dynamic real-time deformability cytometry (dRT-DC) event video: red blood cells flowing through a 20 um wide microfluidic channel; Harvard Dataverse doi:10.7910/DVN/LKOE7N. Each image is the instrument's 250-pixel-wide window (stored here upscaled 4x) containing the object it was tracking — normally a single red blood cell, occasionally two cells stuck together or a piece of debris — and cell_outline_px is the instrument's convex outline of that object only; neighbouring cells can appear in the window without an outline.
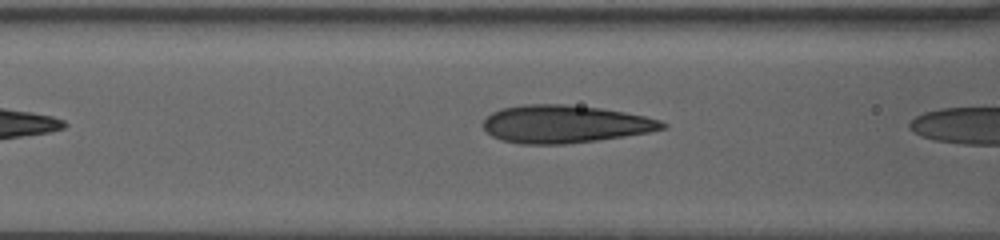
{"species": "human", "species_latin": "Homo sapiens", "temperature_condition": "warm", "stored_images_in_passage": 11, "segment_of_instrument_passage": [2, 2], "camera_frame_rate_fps": 3000, "um_per_image_px": 0.085, "donor": {"sex": "female"}, "frame": {"image": 1, "passage_image": 11, "time_ms": 5.333, "image_size_px": [1000, 240], "cell_outline_px": [[668, 128], [648, 132], [624, 136], [596, 140], [564, 144], [520, 144], [500, 140], [492, 136], [484, 128], [484, 120], [492, 112], [504, 108], [524, 104], [564, 104], [600, 108], [624, 112], [644, 116], [660, 120], [668, 124]], "centroid_in_image_um": [48.02, 10.55], "position_along_channel_um": 118.6, "area_um2": 39.25}}